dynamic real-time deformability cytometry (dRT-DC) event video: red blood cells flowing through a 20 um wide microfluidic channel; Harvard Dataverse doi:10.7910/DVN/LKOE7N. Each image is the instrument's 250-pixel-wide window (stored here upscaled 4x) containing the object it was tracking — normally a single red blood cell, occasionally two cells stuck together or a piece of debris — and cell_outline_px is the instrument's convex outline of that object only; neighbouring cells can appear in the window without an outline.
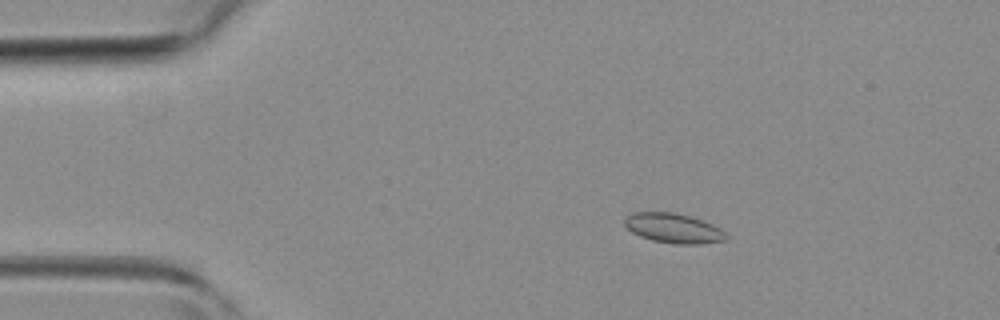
{"species": "common noctule bat (a hibernating species)", "species_latin": "Nyctalus noctula", "temperature_condition": "room temperature", "stored_images_in_passage": 3, "camera_frame_rate_fps": 3000, "um_per_image_px": 0.085, "animal": {"sex": "female", "body_mass_g": 19.3, "forearm_length_mm": 54.1}, "frame": {"image": 1, "passage_image": 2, "time_ms": 1.0, "image_size_px": [1000, 320], "cell_outline_px": [[728, 240], [700, 244], [676, 244], [652, 240], [640, 236], [632, 232], [624, 224], [624, 216], [632, 212], [672, 212], [704, 220], [720, 228], [728, 236]], "centroid_in_image_um": [57.24, 19.39], "position_along_channel_um": 27.8, "area_um2": 17.69}}